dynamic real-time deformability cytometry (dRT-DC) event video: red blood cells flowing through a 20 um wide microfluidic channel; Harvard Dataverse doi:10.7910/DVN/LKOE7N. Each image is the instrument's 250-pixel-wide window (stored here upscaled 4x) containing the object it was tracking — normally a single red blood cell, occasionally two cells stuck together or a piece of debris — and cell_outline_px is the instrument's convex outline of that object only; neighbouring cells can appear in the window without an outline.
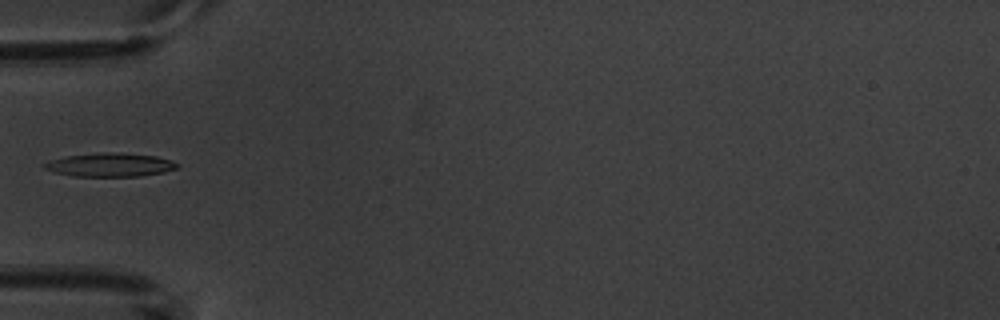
{"species": "common noctule bat (a hibernating species)", "species_latin": "Nyctalus noctula", "temperature_condition": "warm", "stored_images_in_passage": 7, "camera_frame_rate_fps": 3000, "um_per_image_px": 0.085, "animal": {"sex": "male", "body_mass_g": 20.1, "forearm_length_mm": 53.5}, "frame": {"image": 1, "passage_image": 6, "time_ms": 6.0, "image_size_px": [1000, 320], "cell_outline_px": [[180, 164], [176, 168], [164, 172], [140, 176], [72, 176], [56, 172], [44, 168], [44, 164], [52, 160], [64, 156], [104, 152], [120, 152], [156, 156], [172, 160]], "centroid_in_image_um": [9.4, 14.0], "position_along_channel_um": 75.6, "area_um2": 18.21}}
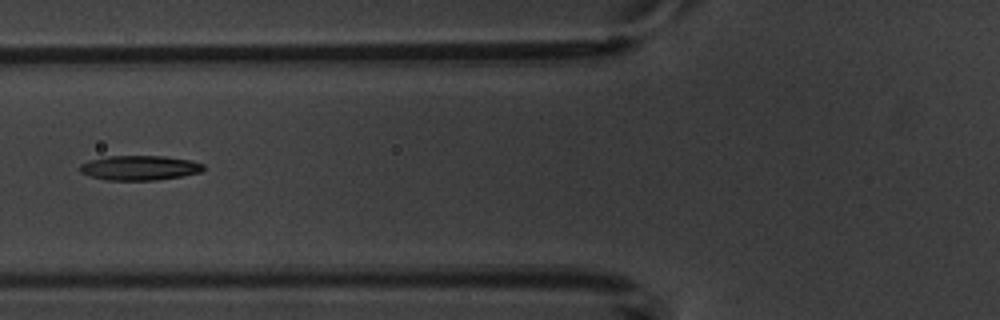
{"frame": {"image": 2, "passage_image": 7, "time_ms": 7.0, "image_size_px": [1000, 320], "cell_outline_px": [[204, 168], [200, 172], [180, 176], [156, 180], [108, 180], [92, 176], [80, 172], [80, 164], [88, 160], [108, 156], [164, 156], [192, 160], [204, 164]], "centroid_in_image_um": [11.87, 14.25], "position_along_channel_um": 113.9, "area_um2": 17.69}}